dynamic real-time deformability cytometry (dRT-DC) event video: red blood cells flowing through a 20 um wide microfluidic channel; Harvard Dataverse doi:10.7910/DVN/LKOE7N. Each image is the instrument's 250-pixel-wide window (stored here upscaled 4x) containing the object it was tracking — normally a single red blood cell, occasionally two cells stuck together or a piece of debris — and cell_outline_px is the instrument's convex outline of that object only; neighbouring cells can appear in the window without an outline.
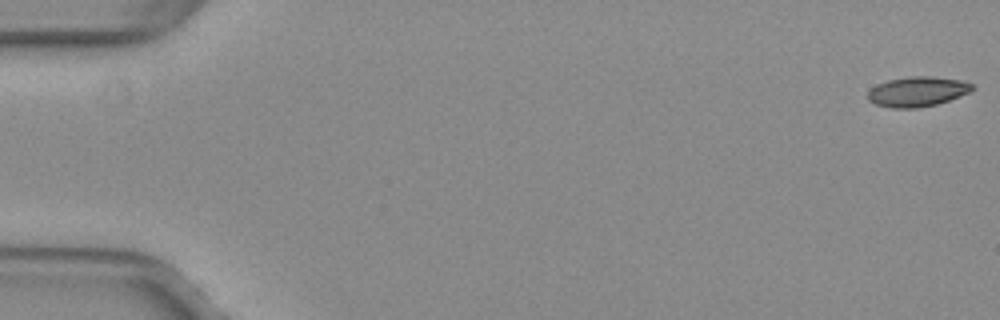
{"species": "common noctule bat (a hibernating species)", "species_latin": "Nyctalus noctula", "temperature_condition": "warm", "stored_images_in_passage": 8, "camera_frame_rate_fps": 3000, "um_per_image_px": 0.085, "animal": {"sex": "female", "body_mass_g": 29.2, "forearm_length_mm": 56.3}, "frame": {"image": 1, "passage_image": 1, "time_ms": 0.0, "image_size_px": [1000, 320], "cell_outline_px": [[972, 88], [968, 92], [960, 96], [936, 104], [916, 108], [892, 108], [876, 104], [868, 100], [868, 92], [876, 84], [888, 80], [908, 76], [932, 76], [960, 80], [972, 84]], "centroid_in_image_um": [77.94, 7.78], "position_along_channel_um": 7.1, "area_um2": 18.03}}